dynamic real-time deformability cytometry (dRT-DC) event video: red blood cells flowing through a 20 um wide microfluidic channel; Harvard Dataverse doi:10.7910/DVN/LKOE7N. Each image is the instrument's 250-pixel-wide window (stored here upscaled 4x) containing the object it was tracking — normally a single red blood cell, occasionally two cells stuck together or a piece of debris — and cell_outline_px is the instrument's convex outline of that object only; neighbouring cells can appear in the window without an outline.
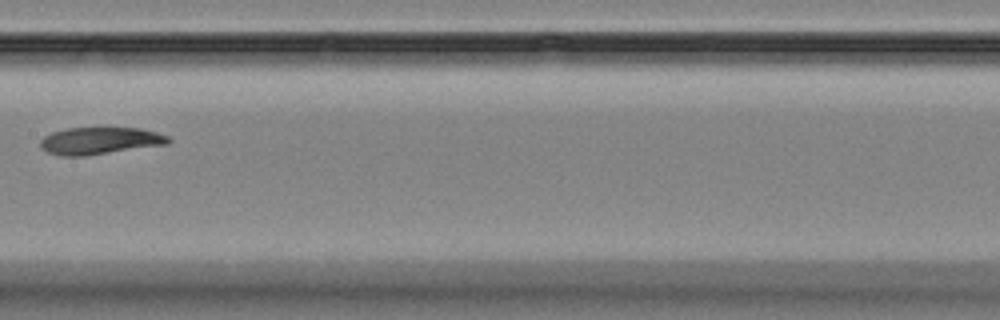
{"species": "Egyptian fruit bat (a non-hibernating species)", "species_latin": "Rousettus aegyptiacus", "temperature_condition": "room temperature", "stored_images_in_passage": 9, "camera_frame_rate_fps": 3000, "um_per_image_px": 0.085, "animal": {"sex": "female"}, "frame": {"image": 1, "passage_image": 9, "time_ms": 9.333, "image_size_px": [1000, 320], "cell_outline_px": [[172, 140], [168, 144], [84, 156], [60, 156], [48, 152], [40, 148], [40, 140], [44, 136], [52, 132], [68, 128], [140, 128], [156, 132], [168, 136]], "centroid_in_image_um": [8.48, 11.97], "position_along_channel_um": 198.9, "area_um2": 20.23}}